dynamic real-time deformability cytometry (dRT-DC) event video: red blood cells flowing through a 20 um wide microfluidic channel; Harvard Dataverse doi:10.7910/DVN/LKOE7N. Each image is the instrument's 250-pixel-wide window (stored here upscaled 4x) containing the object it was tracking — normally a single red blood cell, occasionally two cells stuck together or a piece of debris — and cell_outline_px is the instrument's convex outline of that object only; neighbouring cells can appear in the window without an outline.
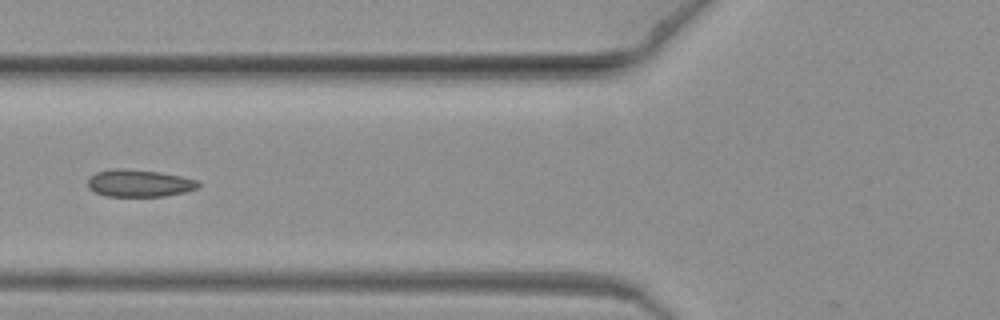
{"species": "common noctule bat (a hibernating species)", "species_latin": "Nyctalus noctula", "temperature_condition": "warm", "stored_images_in_passage": 8, "camera_frame_rate_fps": 3000, "um_per_image_px": 0.085, "animal": {"sex": "female", "body_mass_g": 19.3, "forearm_length_mm": 54.1}, "frame": {"image": 1, "passage_image": 8, "time_ms": 2.333, "image_size_px": [1000, 320], "cell_outline_px": [[200, 184], [196, 188], [184, 192], [164, 196], [104, 196], [88, 188], [88, 176], [96, 172], [108, 168], [116, 168], [160, 172], [180, 176], [196, 180]], "centroid_in_image_um": [11.76, 15.56], "position_along_channel_um": 114.0, "area_um2": 17.51}}